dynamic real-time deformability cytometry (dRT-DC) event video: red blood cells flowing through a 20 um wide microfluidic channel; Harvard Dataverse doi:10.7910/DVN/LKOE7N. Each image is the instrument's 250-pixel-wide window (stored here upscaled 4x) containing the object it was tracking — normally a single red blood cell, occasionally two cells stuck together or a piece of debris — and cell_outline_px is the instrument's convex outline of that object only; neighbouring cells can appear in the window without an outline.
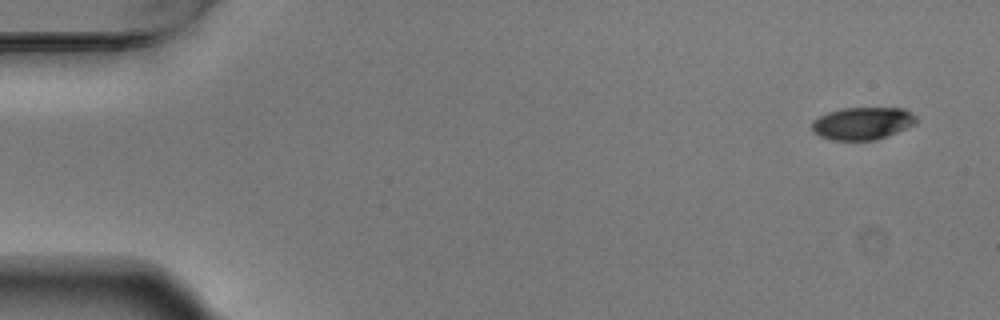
{"species": "Egyptian fruit bat (a non-hibernating species)", "species_latin": "Rousettus aegyptiacus", "temperature_condition": "warm", "stored_images_in_passage": 4, "camera_frame_rate_fps": 3000, "um_per_image_px": 0.085, "animal": {"sex": "male"}, "frame": {"image": 1, "passage_image": 1, "time_ms": 0.0, "image_size_px": [1000, 320], "cell_outline_px": [[916, 124], [876, 140], [832, 140], [820, 136], [812, 132], [812, 120], [828, 112], [840, 108], [904, 108], [912, 112], [916, 116]], "centroid_in_image_um": [73.3, 10.48], "position_along_channel_um": 11.7, "area_um2": 19.83}}
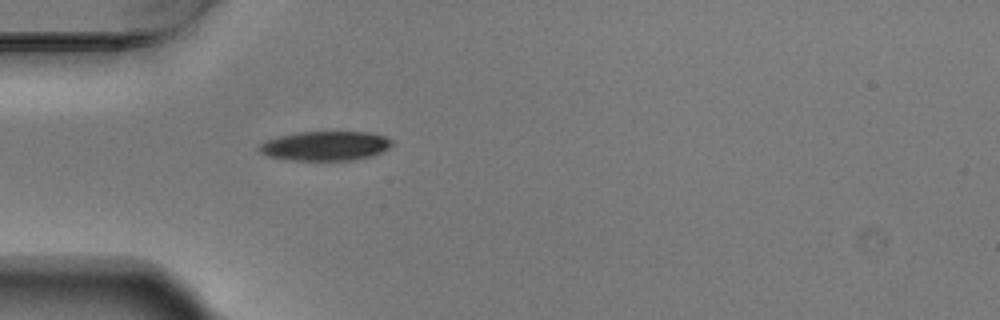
{"frame": {"image": 2, "passage_image": 4, "time_ms": 1.0, "image_size_px": [1000, 320], "cell_outline_px": [[392, 144], [388, 148], [380, 152], [368, 156], [352, 160], [292, 160], [268, 156], [260, 152], [256, 148], [260, 144], [268, 140], [280, 136], [296, 132], [368, 132], [388, 136], [392, 140]], "centroid_in_image_um": [27.65, 12.39], "position_along_channel_um": 57.4, "area_um2": 22.6}}